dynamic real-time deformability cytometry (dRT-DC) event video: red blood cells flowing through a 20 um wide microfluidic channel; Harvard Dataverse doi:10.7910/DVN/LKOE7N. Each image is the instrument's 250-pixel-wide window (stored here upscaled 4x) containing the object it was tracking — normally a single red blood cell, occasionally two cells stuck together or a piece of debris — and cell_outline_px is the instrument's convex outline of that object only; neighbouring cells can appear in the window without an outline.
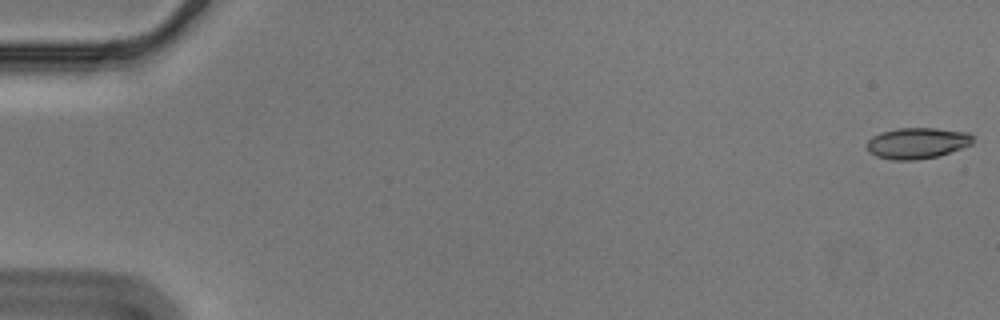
{"species": "Egyptian fruit bat (a non-hibernating species)", "species_latin": "Rousettus aegyptiacus", "temperature_condition": "cold", "stored_images_in_passage": 57, "camera_frame_rate_fps": 3000, "um_per_image_px": 0.085, "animal": {"sex": "male"}, "frame": {"image": 1, "passage_image": 1, "time_ms": 0.0, "image_size_px": [1000, 320], "cell_outline_px": [[972, 144], [936, 156], [916, 160], [892, 160], [876, 156], [868, 152], [868, 140], [872, 136], [880, 132], [896, 128], [936, 128], [968, 132], [972, 136]], "centroid_in_image_um": [77.92, 12.15], "position_along_channel_um": 7.1, "area_um2": 19.07}}
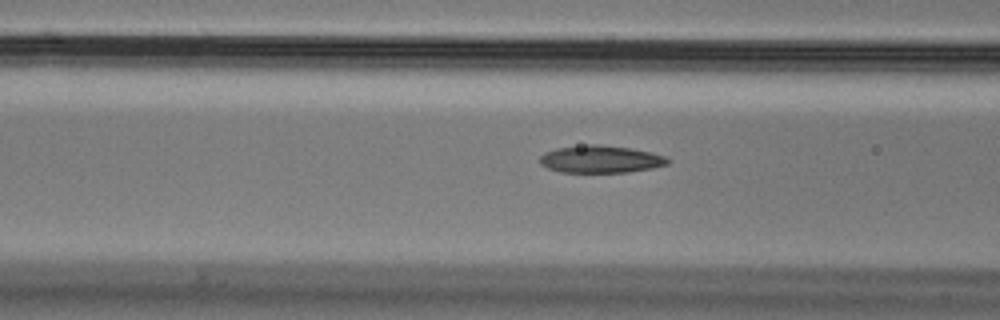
{"frame": {"image": 2, "passage_image": 23, "time_ms": 7.333, "image_size_px": [1000, 320], "cell_outline_px": [[668, 164], [652, 168], [628, 172], [560, 172], [548, 168], [540, 164], [540, 156], [544, 152], [556, 148], [588, 144], [600, 144], [628, 148], [652, 152], [664, 156], [668, 160]], "centroid_in_image_um": [51.02, 13.53], "position_along_channel_um": 115.6, "area_um2": 20.35}}
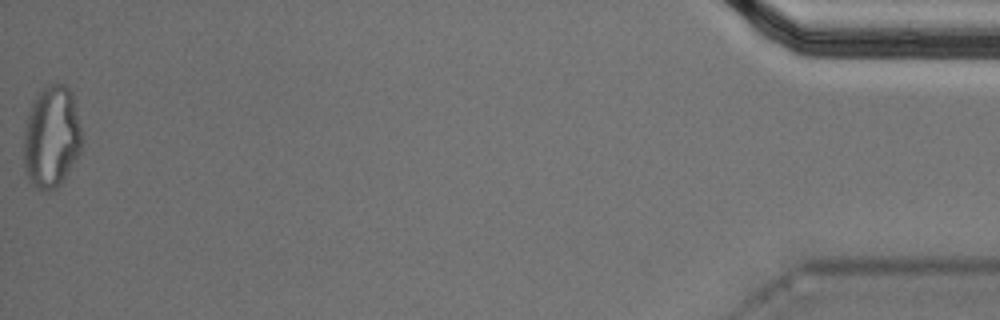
{"frame": {"image": 3, "passage_image": 57, "time_ms": 18.667, "image_size_px": [1000, 320], "cell_outline_px": [[80, 152], [76, 160], [64, 180], [56, 188], [48, 192], [40, 192], [32, 184], [28, 176], [24, 164], [24, 128], [28, 112], [32, 104], [40, 92], [48, 84], [64, 84], [72, 92], [80, 128]], "centroid_in_image_um": [4.36, 11.69], "position_along_channel_um": 430.8, "area_um2": 34.45}, "authors_computed_cell_mechanics": {"area_um2": 20.2878, "velocity_mm_per_s": 3.5713, "shape_relaxation_time_tau1_ms": null, "shape_relaxation_time_tau2_ms": 2.9588, "deformation_change_tau1": null, "deformation_change_tau2": 0.0983}}